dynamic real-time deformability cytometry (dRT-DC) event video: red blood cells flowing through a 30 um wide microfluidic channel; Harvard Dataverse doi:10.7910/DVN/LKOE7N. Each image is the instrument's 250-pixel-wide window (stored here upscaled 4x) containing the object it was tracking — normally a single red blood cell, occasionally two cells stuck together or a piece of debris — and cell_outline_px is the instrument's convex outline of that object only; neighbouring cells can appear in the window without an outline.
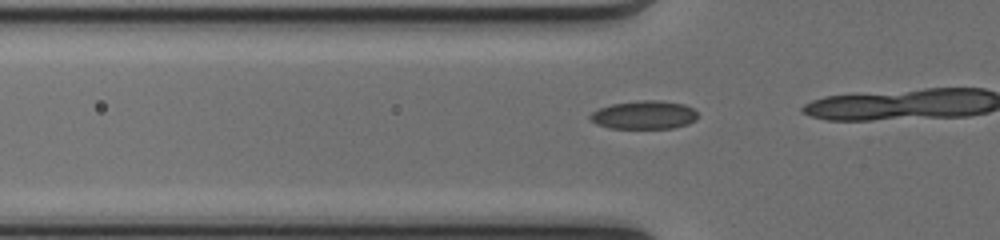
{"species": "common noctule bat (a hibernating species)", "species_latin": "Nyctalus noctula", "temperature_condition": "cold", "stored_images_in_passage": 4, "camera_frame_rate_fps": 3000, "um_per_image_px": 0.085, "animal": {"sex": "female", "body_mass_g": 17.0, "forearm_length_mm": 48.0}, "frame": {"image": 1, "passage_image": 2, "time_ms": 0.333, "image_size_px": [1000, 240], "cell_outline_px": [[696, 120], [688, 124], [672, 128], [608, 128], [596, 124], [588, 116], [592, 112], [600, 108], [612, 104], [640, 100], [660, 100], [684, 104], [692, 108], [696, 112]], "centroid_in_image_um": [54.74, 9.77], "position_along_channel_um": 71.1, "area_um2": 17.74}}